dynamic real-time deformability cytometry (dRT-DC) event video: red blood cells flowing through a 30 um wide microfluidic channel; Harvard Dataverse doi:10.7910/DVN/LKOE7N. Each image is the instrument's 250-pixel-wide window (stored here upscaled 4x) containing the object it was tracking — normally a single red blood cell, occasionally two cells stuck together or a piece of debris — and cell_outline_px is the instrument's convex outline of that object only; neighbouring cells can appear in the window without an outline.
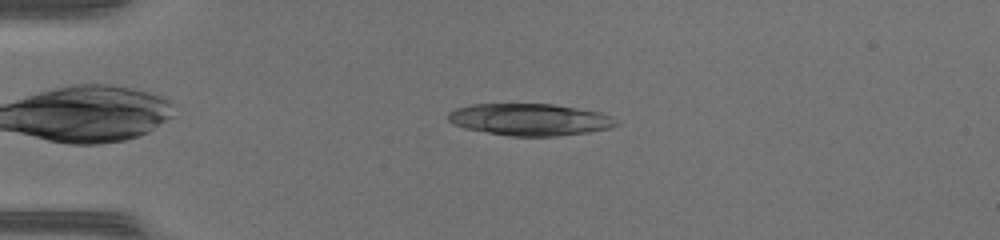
{"species": "common noctule bat (a hibernating species)", "species_latin": "Nyctalus noctula", "temperature_condition": "warm", "stored_images_in_passage": 44, "camera_frame_rate_fps": 3000, "um_per_image_px": 0.085, "animal": {"sex": "female", "body_mass_g": 17.0, "forearm_length_mm": 48.0}, "frame": {"image": 1, "passage_image": 7, "time_ms": 2.0, "image_size_px": [1000, 240], "cell_outline_px": [[620, 124], [612, 128], [588, 132], [556, 136], [512, 136], [464, 128], [452, 124], [448, 120], [448, 112], [456, 108], [472, 104], [552, 104], [600, 112], [612, 116]], "centroid_in_image_um": [45.05, 10.16], "position_along_channel_um": 40.0, "area_um2": 31.27}}
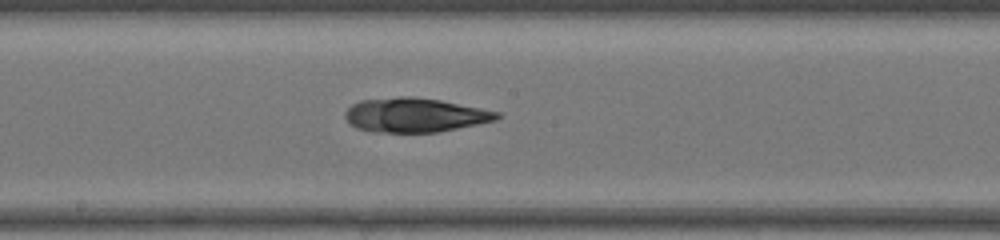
{"frame": {"image": 2, "passage_image": 22, "time_ms": 7.0, "image_size_px": [1000, 240], "cell_outline_px": [[500, 116], [496, 120], [440, 132], [372, 132], [356, 128], [348, 124], [344, 116], [344, 112], [352, 104], [360, 100], [400, 96], [412, 96], [440, 100], [500, 112]], "centroid_in_image_um": [35.21, 9.78], "position_along_channel_um": 213.0, "area_um2": 30.46}}
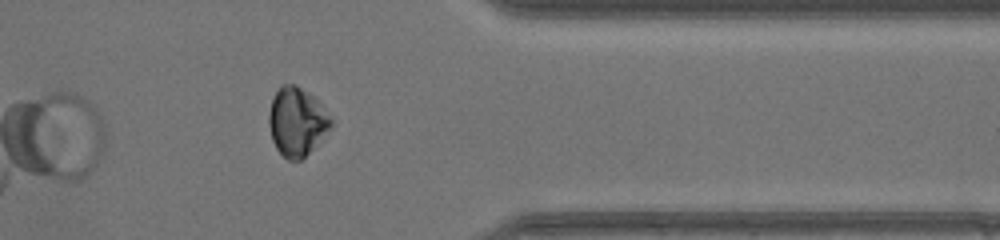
{"frame": {"image": 3, "passage_image": 35, "time_ms": 11.333, "image_size_px": [1000, 240], "cell_outline_px": [[332, 128], [300, 160], [288, 160], [276, 148], [272, 140], [268, 124], [268, 112], [272, 96], [284, 84], [296, 84], [308, 92], [316, 100], [332, 120]], "centroid_in_image_um": [25.2, 10.33], "position_along_channel_um": 386.2, "area_um2": 24.51}}